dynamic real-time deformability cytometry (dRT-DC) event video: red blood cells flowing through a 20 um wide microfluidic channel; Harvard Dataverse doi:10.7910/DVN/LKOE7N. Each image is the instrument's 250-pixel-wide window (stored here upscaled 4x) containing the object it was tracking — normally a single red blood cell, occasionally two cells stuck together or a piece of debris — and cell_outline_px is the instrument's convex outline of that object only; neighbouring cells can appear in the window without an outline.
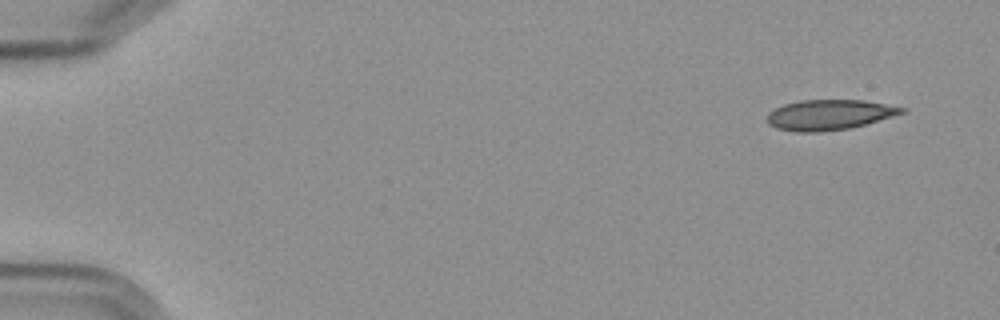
{"species": "Egyptian fruit bat (a non-hibernating species)", "species_latin": "Rousettus aegyptiacus", "temperature_condition": "cold", "stored_images_in_passage": 5, "camera_frame_rate_fps": 3000, "um_per_image_px": 0.085, "frame": {"image": 1, "passage_image": 1, "time_ms": 0.0, "image_size_px": [1000, 320], "cell_outline_px": [[908, 112], [864, 124], [848, 128], [820, 132], [796, 132], [776, 128], [768, 124], [768, 112], [784, 104], [800, 100], [864, 100], [908, 108]], "centroid_in_image_um": [70.51, 9.75], "position_along_channel_um": 14.5, "area_um2": 23.76}}
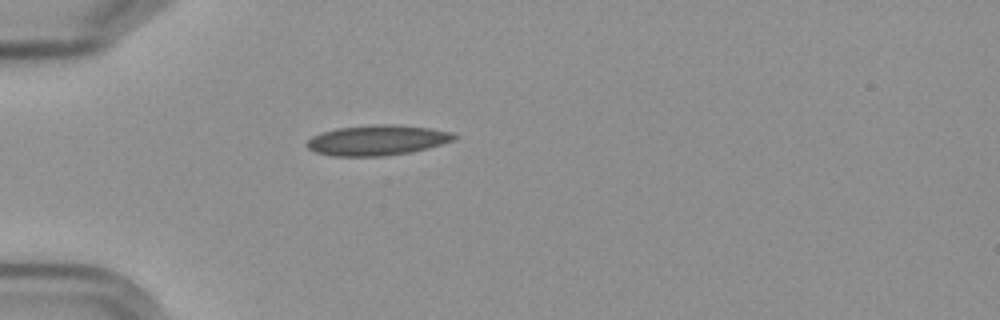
{"frame": {"image": 2, "passage_image": 5, "time_ms": 4.333, "image_size_px": [1000, 320], "cell_outline_px": [[460, 136], [452, 140], [428, 148], [408, 152], [384, 156], [332, 156], [316, 152], [308, 148], [304, 144], [312, 136], [336, 128], [372, 124], [392, 124], [428, 128], [452, 132]], "centroid_in_image_um": [32.04, 11.91], "position_along_channel_um": 53.0, "area_um2": 25.89}}